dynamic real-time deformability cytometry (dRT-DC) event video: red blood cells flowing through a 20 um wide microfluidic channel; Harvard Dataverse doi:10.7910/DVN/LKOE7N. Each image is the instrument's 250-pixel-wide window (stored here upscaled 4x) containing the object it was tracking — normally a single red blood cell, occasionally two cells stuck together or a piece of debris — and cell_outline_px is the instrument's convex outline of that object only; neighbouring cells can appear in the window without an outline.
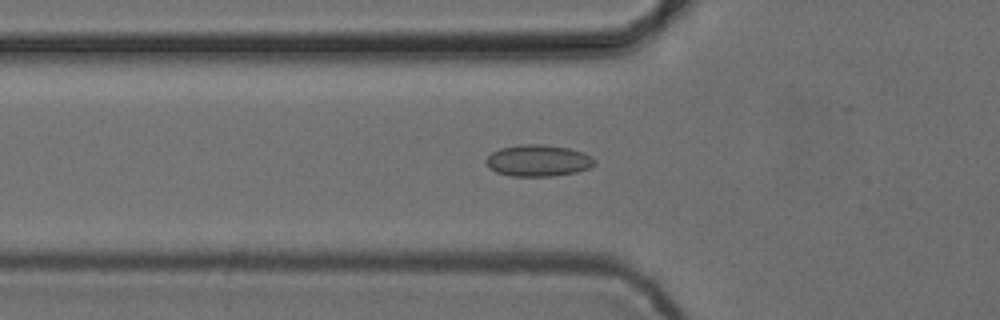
{"species": "common noctule bat (a hibernating species)", "species_latin": "Nyctalus noctula", "temperature_condition": "cold", "stored_images_in_passage": 43, "camera_frame_rate_fps": 3000, "um_per_image_px": 0.085, "animal": {"sex": "female", "body_mass_g": 24.6, "forearm_length_mm": 56.2}, "frame": {"image": 1, "passage_image": 18, "time_ms": 5.667, "image_size_px": [1000, 320], "cell_outline_px": [[596, 164], [588, 168], [576, 172], [552, 176], [512, 176], [496, 172], [488, 168], [488, 156], [492, 152], [500, 148], [520, 144], [544, 144], [568, 148], [584, 152], [592, 156], [596, 160]], "centroid_in_image_um": [45.78, 13.64], "position_along_channel_um": 80.0, "area_um2": 20.0}}
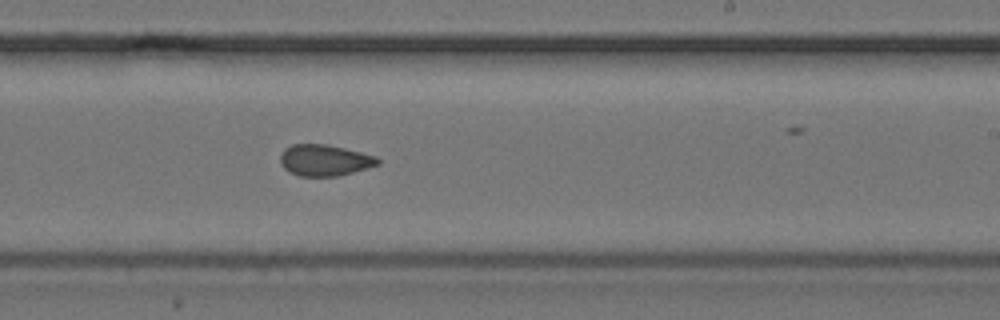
{"frame": {"image": 2, "passage_image": 32, "time_ms": 10.333, "image_size_px": [1000, 320], "cell_outline_px": [[380, 164], [368, 168], [340, 176], [300, 176], [288, 172], [280, 164], [280, 156], [284, 148], [292, 144], [328, 144], [376, 156], [380, 160]], "centroid_in_image_um": [27.58, 13.62], "position_along_channel_um": 261.4, "area_um2": 17.98}}
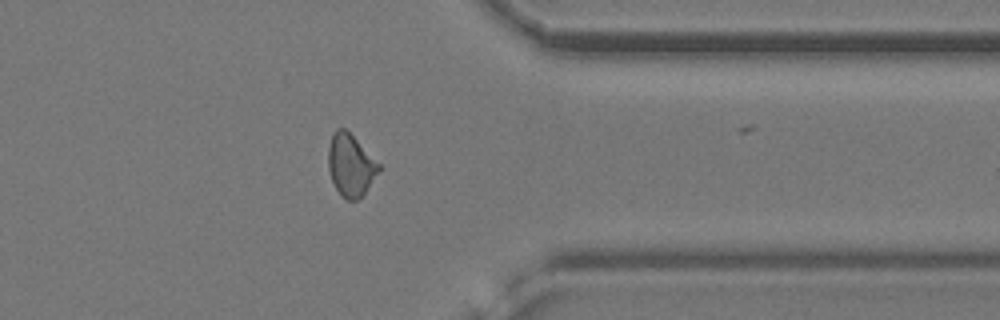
{"frame": {"image": 3, "passage_image": 42, "time_ms": 13.667, "image_size_px": [1000, 320], "cell_outline_px": [[380, 168], [364, 192], [356, 200], [348, 200], [340, 196], [332, 180], [328, 168], [328, 148], [332, 132], [336, 128], [344, 128], [380, 164]], "centroid_in_image_um": [29.76, 14.03], "position_along_channel_um": 381.6, "area_um2": 17.86}}